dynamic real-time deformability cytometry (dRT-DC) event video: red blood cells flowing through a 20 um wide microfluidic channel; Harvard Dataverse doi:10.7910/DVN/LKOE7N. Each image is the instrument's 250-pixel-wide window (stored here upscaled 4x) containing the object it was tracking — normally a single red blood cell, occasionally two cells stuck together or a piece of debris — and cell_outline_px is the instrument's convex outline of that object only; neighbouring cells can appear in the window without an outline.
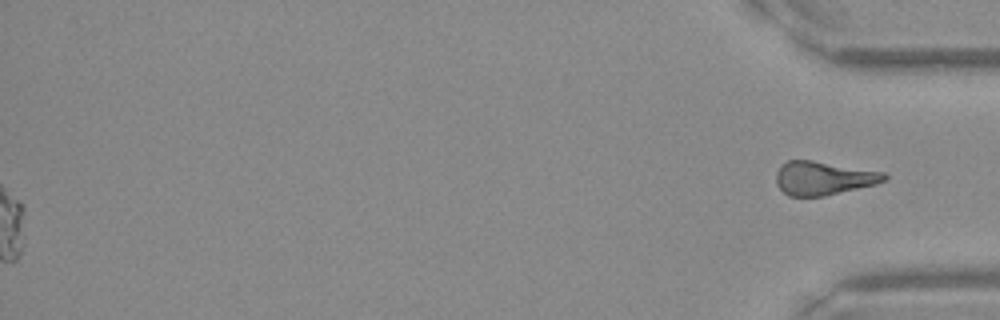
{"species": "Egyptian fruit bat (a non-hibernating species)", "species_latin": "Rousettus aegyptiacus", "temperature_condition": "warm", "stored_images_in_passage": 49, "segment_of_instrument_passage": [2, 2], "camera_frame_rate_fps": 3000, "um_per_image_px": 0.085, "frame": {"image": 1, "passage_image": 49, "time_ms": 16.0, "image_size_px": [1000, 320], "cell_outline_px": [[888, 180], [876, 184], [824, 196], [788, 196], [776, 184], [776, 172], [788, 160], [812, 160], [884, 172], [888, 176]], "centroid_in_image_um": [70.01, 15.14], "position_along_channel_um": 365.2, "area_um2": 21.1}}